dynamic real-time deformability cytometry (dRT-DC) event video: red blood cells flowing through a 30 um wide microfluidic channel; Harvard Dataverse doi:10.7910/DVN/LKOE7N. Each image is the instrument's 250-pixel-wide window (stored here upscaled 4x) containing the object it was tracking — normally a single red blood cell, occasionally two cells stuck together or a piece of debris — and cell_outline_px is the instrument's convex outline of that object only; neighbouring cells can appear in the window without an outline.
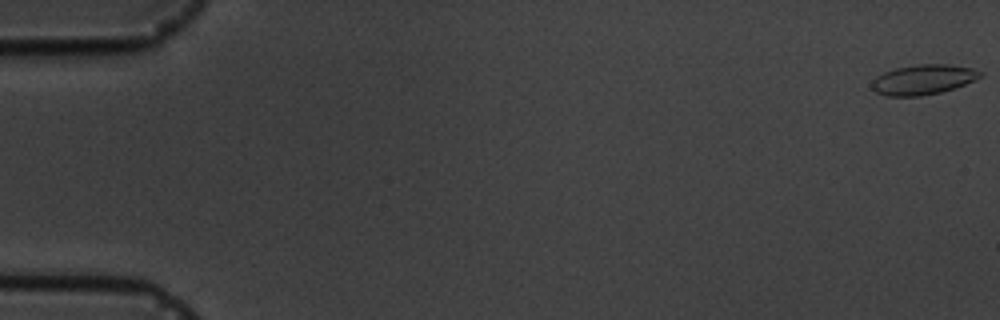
{"species": "common noctule bat (a hibernating species)", "species_latin": "Nyctalus noctula", "temperature_condition": "cold", "stored_images_in_passage": 8, "camera_frame_rate_fps": 3000, "um_per_image_px": 0.085, "animal": {"sex": "male", "body_mass_g": 19.5, "forearm_length_mm": 54.6}, "frame": {"image": 1, "passage_image": 1, "time_ms": 0.0, "image_size_px": [1000, 320], "cell_outline_px": [[980, 76], [956, 88], [940, 92], [920, 96], [888, 96], [876, 92], [872, 88], [872, 80], [876, 76], [884, 72], [896, 68], [920, 64], [948, 64], [972, 68], [980, 72]], "centroid_in_image_um": [78.42, 6.77], "position_along_channel_um": 6.6, "area_um2": 18.67}}
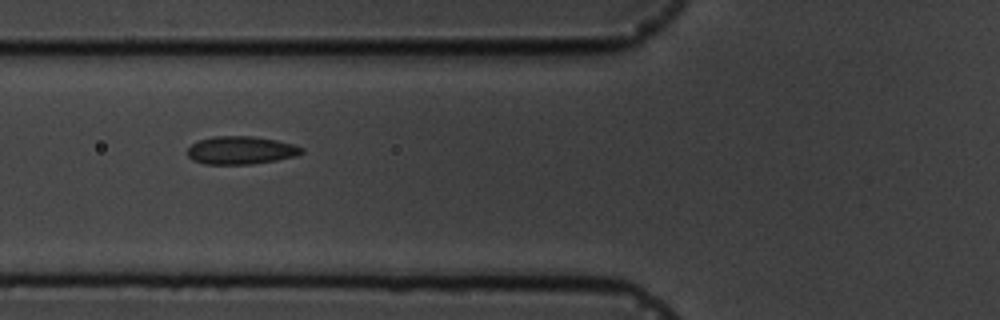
{"frame": {"image": 2, "passage_image": 7, "time_ms": 7.0, "image_size_px": [1000, 320], "cell_outline_px": [[304, 152], [296, 156], [276, 160], [252, 164], [204, 164], [192, 160], [188, 156], [188, 148], [192, 144], [200, 140], [212, 136], [252, 136], [276, 140], [292, 144], [304, 148]], "centroid_in_image_um": [20.47, 12.77], "position_along_channel_um": 105.3, "area_um2": 18.61}}
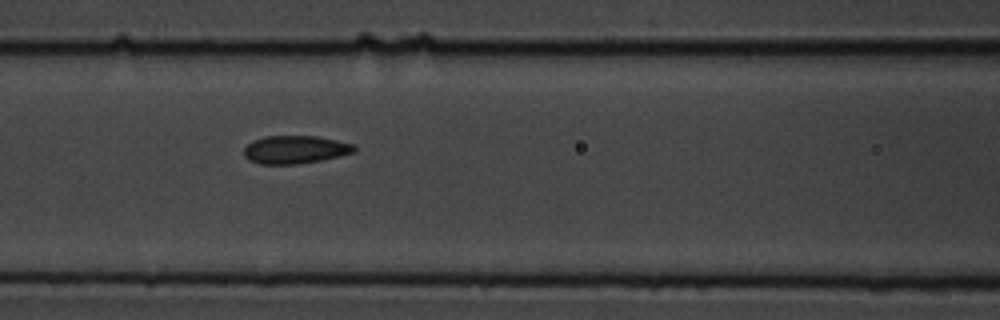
{"frame": {"image": 3, "passage_image": 8, "time_ms": 8.0, "image_size_px": [1000, 320], "cell_outline_px": [[356, 152], [340, 156], [320, 160], [296, 164], [260, 164], [248, 160], [244, 156], [244, 148], [252, 140], [264, 136], [316, 136], [336, 140], [352, 144], [356, 148]], "centroid_in_image_um": [25.06, 12.71], "position_along_channel_um": 141.5, "area_um2": 18.03}}